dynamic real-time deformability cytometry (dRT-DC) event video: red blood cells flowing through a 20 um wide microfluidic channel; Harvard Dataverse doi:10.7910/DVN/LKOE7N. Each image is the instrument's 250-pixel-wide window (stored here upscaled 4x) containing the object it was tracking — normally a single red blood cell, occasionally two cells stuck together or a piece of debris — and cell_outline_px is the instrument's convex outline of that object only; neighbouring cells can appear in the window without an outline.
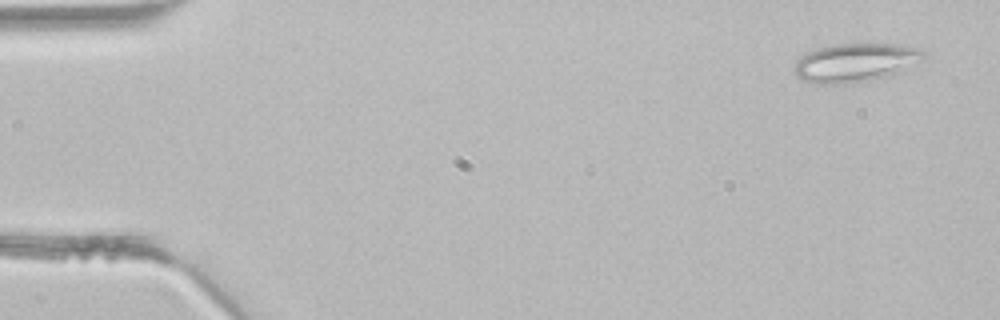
{"species": "common noctule bat (a hibernating species)", "species_latin": "Nyctalus noctula", "temperature_condition": "room temperature", "stored_images_in_passage": 4, "camera_frame_rate_fps": 3000, "um_per_image_px": 0.085, "animal": {"sex": "male", "body_mass_g": 21.5, "forearm_length_mm": 52.0}, "frame": {"image": 1, "passage_image": 1, "time_ms": 0.0, "image_size_px": [1000, 320], "cell_outline_px": [[924, 56], [920, 60], [892, 76], [852, 84], [816, 84], [804, 80], [796, 76], [792, 72], [796, 60], [808, 52], [816, 48], [836, 44], [900, 44], [920, 48], [924, 52]], "centroid_in_image_um": [72.67, 5.34], "position_along_channel_um": 12.3, "area_um2": 29.42}}
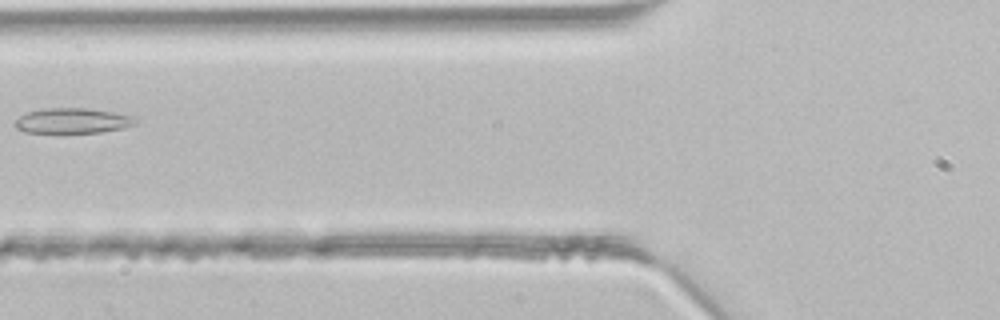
{"frame": {"image": 2, "passage_image": 4, "time_ms": 1.0, "image_size_px": [1000, 320], "cell_outline_px": [[136, 124], [120, 128], [100, 132], [24, 132], [16, 128], [16, 120], [20, 116], [28, 112], [44, 108], [88, 108], [136, 116]], "centroid_in_image_um": [6.18, 10.25], "position_along_channel_um": 119.6, "area_um2": 17.46}}